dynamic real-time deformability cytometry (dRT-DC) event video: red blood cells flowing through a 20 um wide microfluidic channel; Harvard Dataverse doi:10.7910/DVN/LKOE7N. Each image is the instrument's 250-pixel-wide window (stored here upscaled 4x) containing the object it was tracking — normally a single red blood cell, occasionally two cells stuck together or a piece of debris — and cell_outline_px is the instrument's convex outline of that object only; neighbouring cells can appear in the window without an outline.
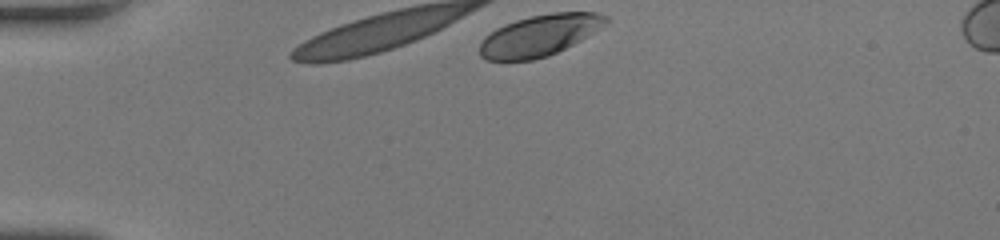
{"species": "human", "species_latin": "Homo sapiens", "temperature_condition": "room temperature", "stored_images_in_passage": 7, "camera_frame_rate_fps": 3000, "um_per_image_px": 0.085, "donor": {"sex": "female"}, "frame": {"image": 1, "passage_image": 1, "time_ms": 0.0, "image_size_px": [1000, 240], "cell_outline_px": [[612, 20], [608, 24], [580, 40], [548, 56], [532, 60], [484, 60], [480, 56], [480, 44], [484, 36], [496, 28], [504, 24], [516, 20], [532, 16], [552, 12], [596, 12], [608, 16]], "centroid_in_image_um": [45.88, 3.0], "position_along_channel_um": 39.1, "area_um2": 30.4}}